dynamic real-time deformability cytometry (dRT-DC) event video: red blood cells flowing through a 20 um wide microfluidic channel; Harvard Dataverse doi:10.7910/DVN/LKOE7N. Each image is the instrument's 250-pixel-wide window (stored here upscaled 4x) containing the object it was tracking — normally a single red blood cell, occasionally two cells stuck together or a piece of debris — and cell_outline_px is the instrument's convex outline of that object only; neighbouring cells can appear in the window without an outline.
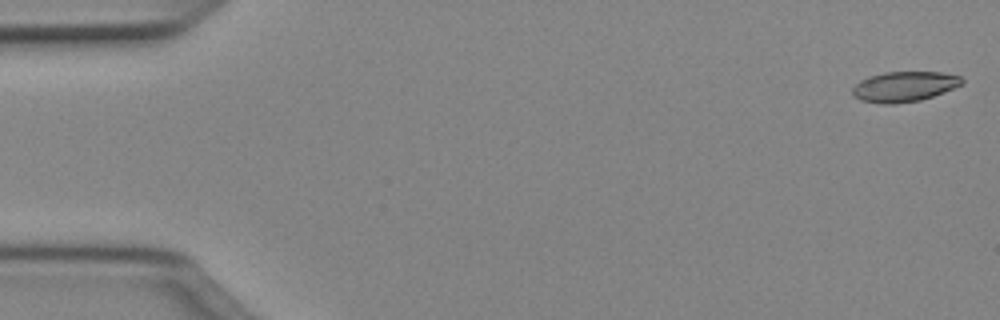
{"species": "Egyptian fruit bat (a non-hibernating species)", "species_latin": "Rousettus aegyptiacus", "temperature_condition": "cold", "stored_images_in_passage": 50, "camera_frame_rate_fps": 3000, "um_per_image_px": 0.085, "animal": {"sex": "female"}, "frame": {"image": 1, "passage_image": 1, "time_ms": 0.0, "image_size_px": [1000, 320], "cell_outline_px": [[964, 84], [944, 92], [920, 100], [896, 104], [880, 104], [860, 100], [852, 96], [852, 88], [860, 80], [868, 76], [884, 72], [940, 72], [960, 76], [964, 80]], "centroid_in_image_um": [76.84, 7.36], "position_along_channel_um": 8.2, "area_um2": 19.48}}
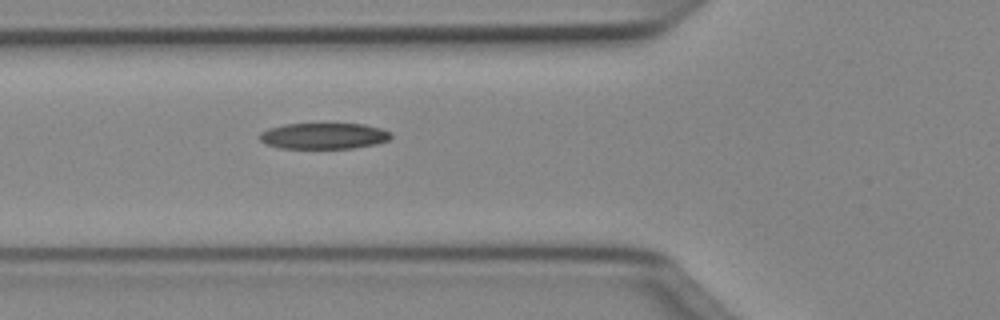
{"frame": {"image": 2, "passage_image": 18, "time_ms": 5.667, "image_size_px": [1000, 320], "cell_outline_px": [[392, 136], [388, 140], [376, 144], [352, 148], [280, 148], [264, 144], [260, 140], [260, 132], [268, 128], [284, 124], [364, 124], [380, 128], [392, 132]], "centroid_in_image_um": [27.51, 11.55], "position_along_channel_um": 98.3, "area_um2": 20.0}}
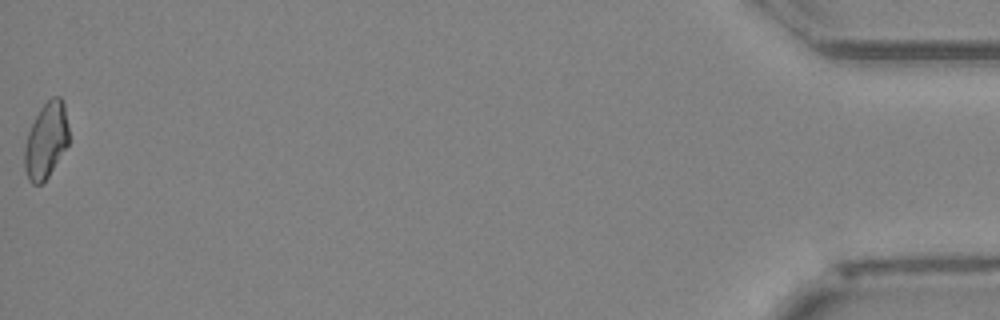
{"frame": {"image": 3, "passage_image": 50, "time_ms": 16.333, "image_size_px": [1000, 320], "cell_outline_px": [[68, 144], [48, 176], [40, 184], [32, 184], [28, 180], [24, 168], [24, 148], [28, 132], [40, 108], [52, 96], [60, 96], [64, 104], [68, 128]], "centroid_in_image_um": [3.9, 11.94], "position_along_channel_um": 431.3, "area_um2": 19.36}}